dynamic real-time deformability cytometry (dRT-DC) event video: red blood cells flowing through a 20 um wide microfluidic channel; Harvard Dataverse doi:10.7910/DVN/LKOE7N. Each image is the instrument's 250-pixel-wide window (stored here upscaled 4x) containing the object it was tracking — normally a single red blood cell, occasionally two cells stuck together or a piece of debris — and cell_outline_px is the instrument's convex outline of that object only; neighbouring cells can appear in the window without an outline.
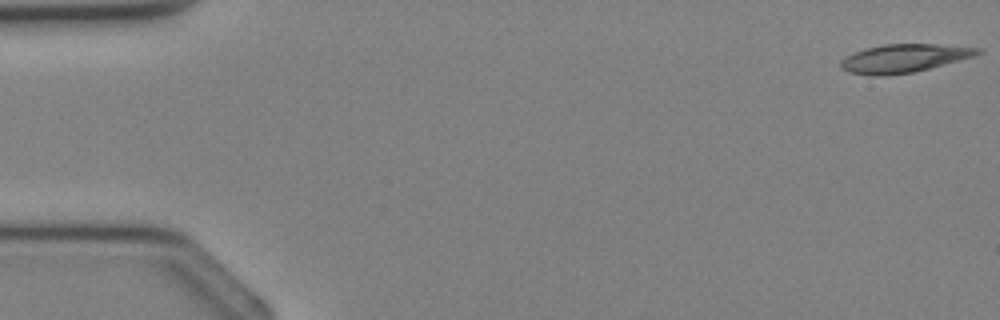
{"species": "Egyptian fruit bat (a non-hibernating species)", "species_latin": "Rousettus aegyptiacus", "temperature_condition": "cold", "stored_images_in_passage": 36, "camera_frame_rate_fps": 3000, "um_per_image_px": 0.085, "animal": {"sex": "female"}, "frame": {"image": 1, "passage_image": 1, "time_ms": 0.0, "image_size_px": [1000, 320], "cell_outline_px": [[984, 52], [972, 56], [928, 68], [912, 72], [880, 76], [876, 76], [848, 72], [840, 68], [840, 60], [864, 48], [884, 44], [936, 44], [984, 48]], "centroid_in_image_um": [76.82, 4.94], "position_along_channel_um": 8.2, "area_um2": 22.31}}
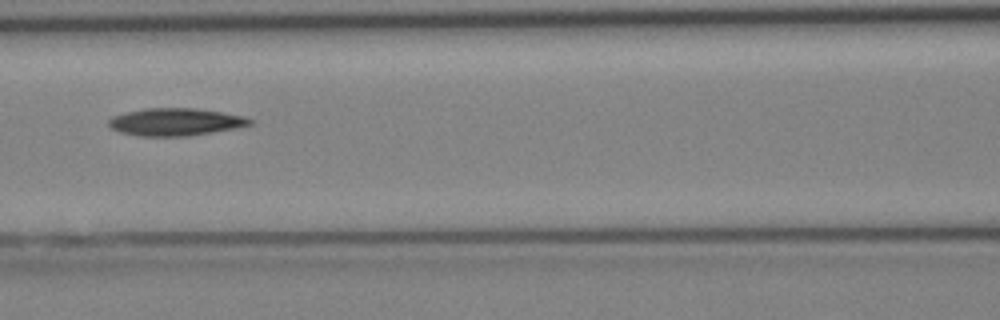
{"frame": {"image": 2, "passage_image": 16, "time_ms": 5.0, "image_size_px": [1000, 320], "cell_outline_px": [[256, 120], [252, 124], [212, 132], [184, 136], [140, 136], [120, 132], [112, 128], [108, 124], [108, 120], [112, 116], [144, 108], [192, 108], [224, 112], [244, 116]], "centroid_in_image_um": [14.92, 10.35], "position_along_channel_um": 151.7, "area_um2": 22.48}}
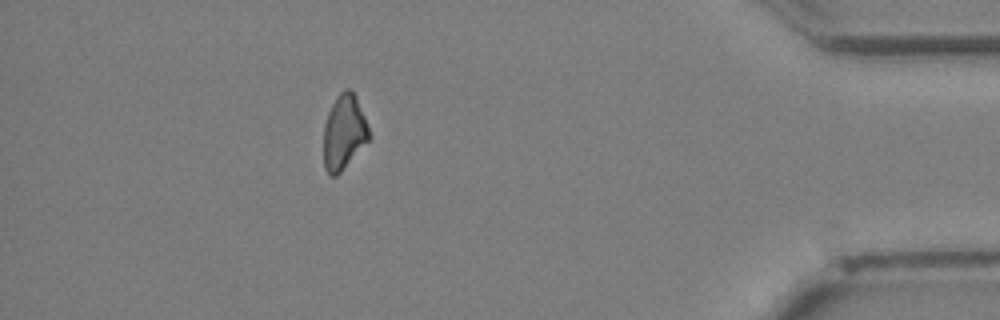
{"frame": {"image": 3, "passage_image": 32, "time_ms": 10.333, "image_size_px": [1000, 320], "cell_outline_px": [[372, 136], [340, 172], [336, 176], [328, 176], [324, 168], [324, 124], [328, 112], [336, 96], [344, 88], [348, 88], [356, 96]], "centroid_in_image_um": [29.23, 11.24], "position_along_channel_um": 406.0, "area_um2": 19.77}}